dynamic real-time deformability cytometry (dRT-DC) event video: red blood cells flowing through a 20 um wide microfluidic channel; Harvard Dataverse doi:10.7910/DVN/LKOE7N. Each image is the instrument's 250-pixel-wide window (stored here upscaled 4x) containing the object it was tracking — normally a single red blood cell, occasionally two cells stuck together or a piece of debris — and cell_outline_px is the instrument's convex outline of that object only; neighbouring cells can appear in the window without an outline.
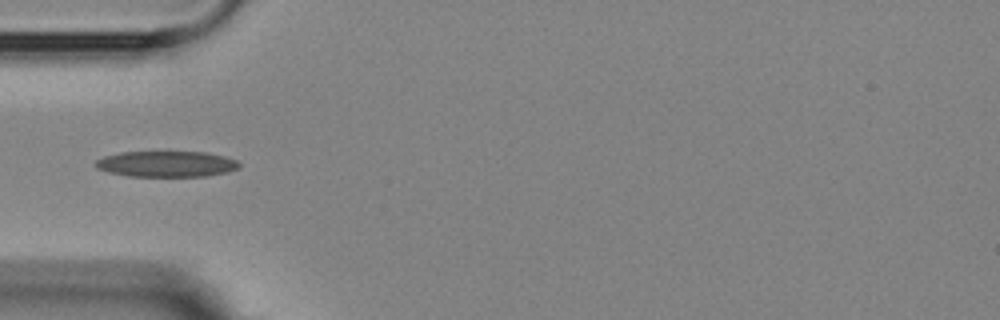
{"species": "Egyptian fruit bat (a non-hibernating species)", "species_latin": "Rousettus aegyptiacus", "temperature_condition": "room temperature", "stored_images_in_passage": 4, "camera_frame_rate_fps": 3000, "um_per_image_px": 0.085, "animal": {"sex": "female"}, "frame": {"image": 1, "passage_image": 4, "time_ms": 3.333, "image_size_px": [1000, 320], "cell_outline_px": [[240, 168], [228, 172], [208, 176], [128, 176], [108, 172], [96, 168], [92, 164], [96, 160], [104, 156], [120, 152], [204, 152], [224, 156], [236, 160], [240, 164]], "centroid_in_image_um": [14.13, 13.94], "position_along_channel_um": 70.9, "area_um2": 21.79}}